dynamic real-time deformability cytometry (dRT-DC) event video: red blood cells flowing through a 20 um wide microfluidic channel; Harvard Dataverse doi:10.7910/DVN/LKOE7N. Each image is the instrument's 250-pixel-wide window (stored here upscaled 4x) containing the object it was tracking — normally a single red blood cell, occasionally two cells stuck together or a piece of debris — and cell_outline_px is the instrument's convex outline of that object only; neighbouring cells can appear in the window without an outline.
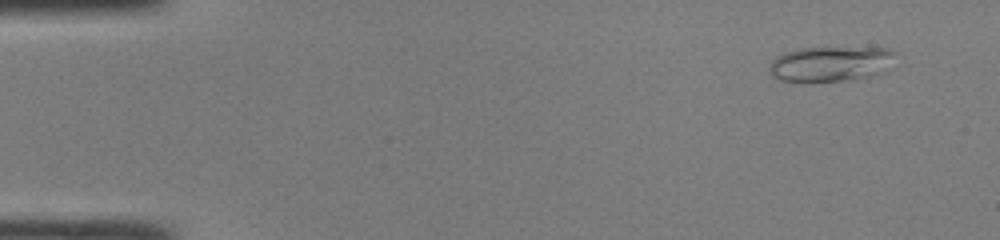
{"species": "common noctule bat (a hibernating species)", "species_latin": "Nyctalus noctula", "temperature_condition": "room temperature", "stored_images_in_passage": 48, "camera_frame_rate_fps": 3000, "um_per_image_px": 0.085, "animal": {"sex": "male", "body_mass_g": 19.0, "forearm_length_mm": 50.8}, "frame": {"image": 1, "passage_image": 4, "time_ms": 1.0, "image_size_px": [1000, 240], "cell_outline_px": [[900, 56], [888, 72], [856, 80], [780, 80], [772, 76], [768, 68], [772, 60], [776, 56], [784, 52], [800, 48], [892, 48]], "centroid_in_image_um": [70.76, 5.41], "position_along_channel_um": 14.2, "area_um2": 26.3}}
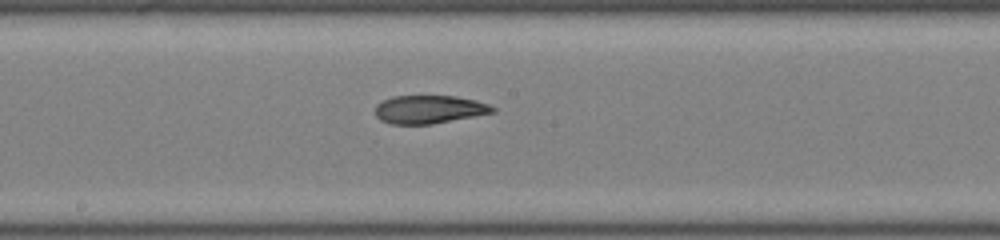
{"frame": {"image": 2, "passage_image": 26, "time_ms": 8.333, "image_size_px": [1000, 240], "cell_outline_px": [[496, 112], [432, 124], [392, 124], [380, 120], [376, 116], [376, 104], [392, 96], [456, 96], [476, 100], [488, 104], [496, 108]], "centroid_in_image_um": [36.49, 9.3], "position_along_channel_um": 211.7, "area_um2": 19.31}}
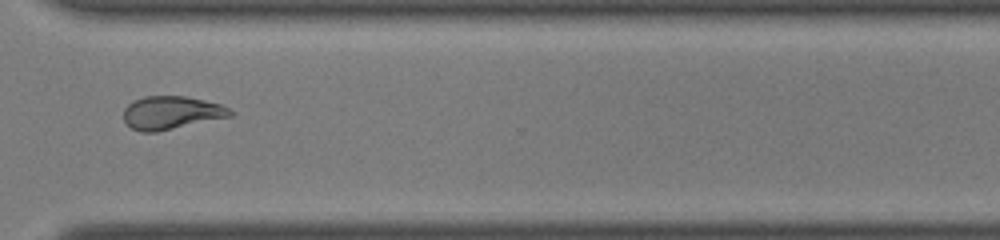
{"frame": {"image": 3, "passage_image": 36, "time_ms": 11.667, "image_size_px": [1000, 240], "cell_outline_px": [[232, 116], [156, 132], [140, 132], [132, 128], [124, 120], [124, 108], [128, 104], [144, 96], [188, 96], [220, 104], [228, 108], [232, 112]], "centroid_in_image_um": [14.55, 9.58], "position_along_channel_um": 356.0, "area_um2": 20.46}, "authors_computed_cell_mechanics": {"area_um2": 21.5883, "velocity_mm_per_s": 4.3102, "shape_relaxation_time_tau1_ms": null, "shape_relaxation_time_tau2_ms": 3.0377, "deformation_change_tau1": null, "deformation_change_tau2": 0.0972}}